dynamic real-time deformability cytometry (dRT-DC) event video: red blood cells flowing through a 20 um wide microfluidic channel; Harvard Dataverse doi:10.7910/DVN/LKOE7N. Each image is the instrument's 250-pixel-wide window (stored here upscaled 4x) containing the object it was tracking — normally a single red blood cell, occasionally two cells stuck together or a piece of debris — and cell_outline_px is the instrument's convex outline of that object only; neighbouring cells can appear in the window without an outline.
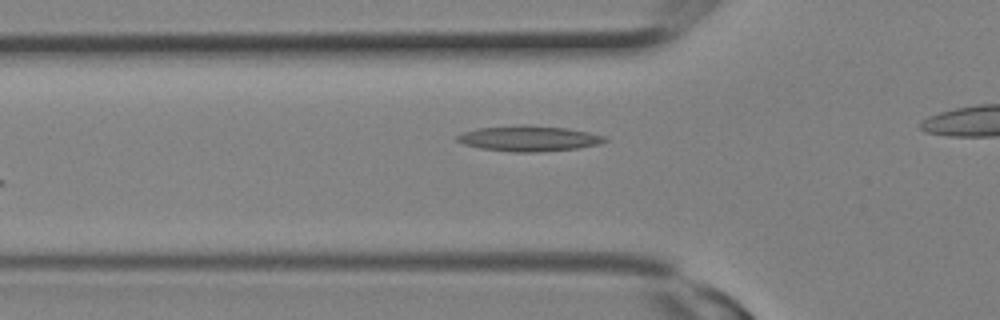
{"species": "Egyptian fruit bat (a non-hibernating species)", "species_latin": "Rousettus aegyptiacus", "temperature_condition": "room temperature", "stored_images_in_passage": 4, "camera_frame_rate_fps": 3000, "um_per_image_px": 0.085, "animal": {"sex": "female"}, "frame": {"image": 1, "passage_image": 3, "time_ms": 0.667, "image_size_px": [1000, 320], "cell_outline_px": [[608, 140], [600, 144], [576, 148], [536, 152], [512, 152], [480, 148], [464, 144], [456, 140], [456, 136], [464, 132], [476, 128], [520, 124], [528, 124], [568, 128], [588, 132], [604, 136]], "centroid_in_image_um": [44.94, 11.75], "position_along_channel_um": 80.9, "area_um2": 22.08}}